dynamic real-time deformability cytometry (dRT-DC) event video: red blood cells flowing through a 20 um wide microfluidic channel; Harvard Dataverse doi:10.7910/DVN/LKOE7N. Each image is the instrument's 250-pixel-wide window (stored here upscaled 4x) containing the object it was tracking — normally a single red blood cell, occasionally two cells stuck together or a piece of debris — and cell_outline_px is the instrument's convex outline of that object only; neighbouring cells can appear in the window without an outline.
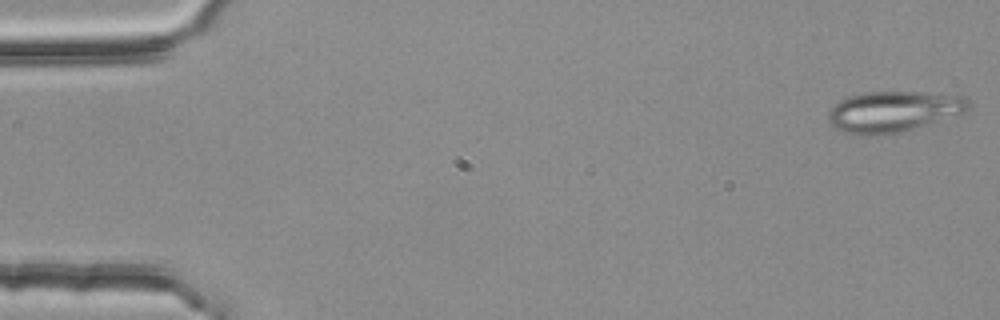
{"species": "common noctule bat (a hibernating species)", "species_latin": "Nyctalus noctula", "temperature_condition": "room temperature", "stored_images_in_passage": 4, "camera_frame_rate_fps": 3000, "um_per_image_px": 0.085, "animal": {"sex": "female", "body_mass_g": 25.1}, "frame": {"image": 1, "passage_image": 1, "time_ms": 0.0, "image_size_px": [1000, 320], "cell_outline_px": [[972, 108], [964, 112], [912, 128], [884, 136], [860, 136], [844, 132], [832, 128], [828, 120], [828, 112], [840, 100], [848, 96], [864, 92], [924, 92], [964, 96], [972, 104]], "centroid_in_image_um": [75.89, 9.49], "position_along_channel_um": 9.1, "area_um2": 33.52}}